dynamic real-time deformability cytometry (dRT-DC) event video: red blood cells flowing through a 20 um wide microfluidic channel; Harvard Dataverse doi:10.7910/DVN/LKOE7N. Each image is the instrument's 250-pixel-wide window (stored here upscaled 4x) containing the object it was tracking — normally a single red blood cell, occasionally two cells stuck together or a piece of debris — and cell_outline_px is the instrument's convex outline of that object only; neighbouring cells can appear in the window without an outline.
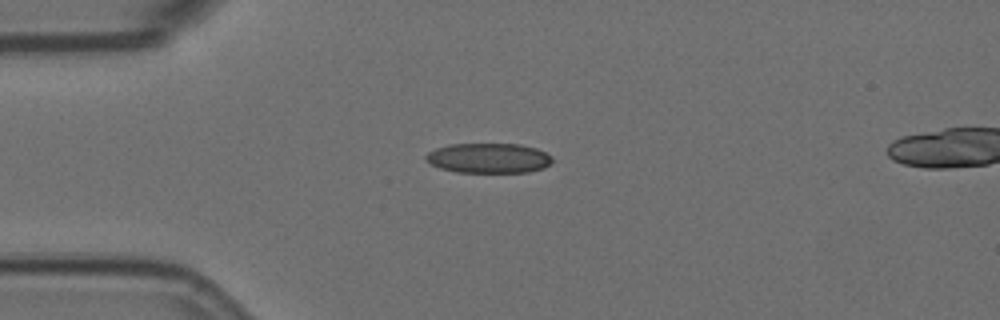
{"species": "Egyptian fruit bat (a non-hibernating species)", "species_latin": "Rousettus aegyptiacus", "temperature_condition": "room temperature", "stored_images_in_passage": 3, "camera_frame_rate_fps": 3000, "um_per_image_px": 0.085, "animal": {"sex": "female"}, "frame": {"image": 1, "passage_image": 1, "time_ms": 0.0, "image_size_px": [1000, 320], "cell_outline_px": [[552, 160], [544, 168], [528, 172], [456, 172], [440, 168], [424, 160], [424, 156], [428, 152], [436, 148], [448, 144], [520, 144], [536, 148], [544, 152]], "centroid_in_image_um": [41.48, 13.44], "position_along_channel_um": 43.5, "area_um2": 21.96}}
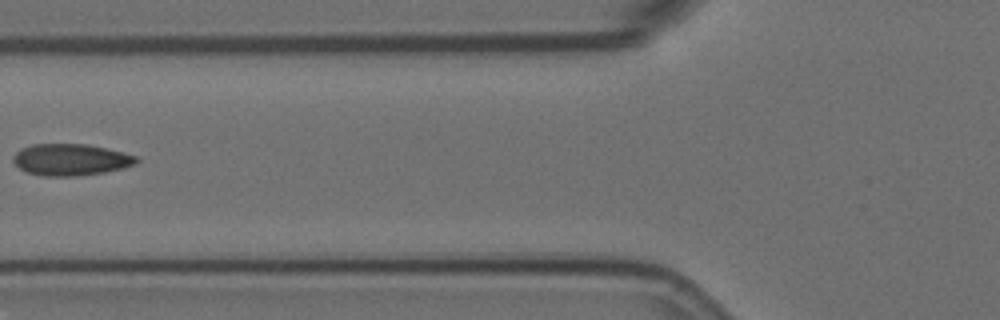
{"frame": {"image": 2, "passage_image": 3, "time_ms": 0.667, "image_size_px": [1000, 320], "cell_outline_px": [[140, 160], [136, 164], [124, 168], [104, 172], [76, 176], [44, 176], [28, 172], [20, 168], [12, 160], [12, 156], [20, 148], [32, 144], [88, 144], [108, 148], [136, 156]], "centroid_in_image_um": [6.02, 13.56], "position_along_channel_um": 119.8, "area_um2": 22.83}}